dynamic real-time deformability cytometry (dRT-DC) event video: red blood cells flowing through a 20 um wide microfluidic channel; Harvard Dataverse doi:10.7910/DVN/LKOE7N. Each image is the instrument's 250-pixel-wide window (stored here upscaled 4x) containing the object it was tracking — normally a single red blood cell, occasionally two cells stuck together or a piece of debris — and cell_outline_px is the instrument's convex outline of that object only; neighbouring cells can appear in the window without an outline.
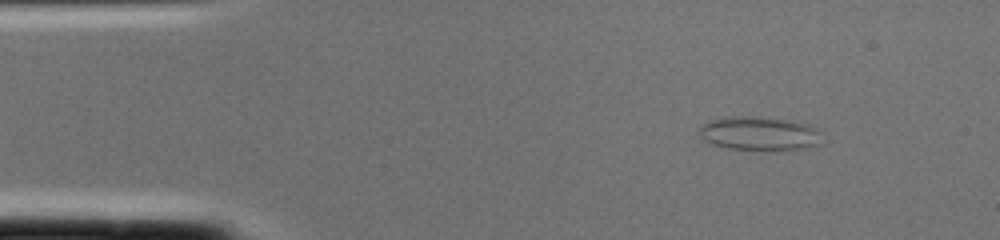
{"species": "common noctule bat (a hibernating species)", "species_latin": "Nyctalus noctula", "temperature_condition": "cold", "stored_images_in_passage": 1, "camera_frame_rate_fps": 3000, "um_per_image_px": 0.085, "animal": {"sex": "female", "body_mass_g": 22.0, "forearm_length_mm": 56.7}, "frame": {"image": 1, "passage_image": 1, "time_ms": 0.0, "image_size_px": [1000, 240], "cell_outline_px": [[820, 144], [808, 148], [728, 148], [712, 144], [704, 140], [700, 136], [700, 128], [708, 120], [732, 116], [744, 116], [784, 120], [804, 124], [816, 128]], "centroid_in_image_um": [64.46, 11.33], "position_along_channel_um": 20.5, "area_um2": 23.0}}